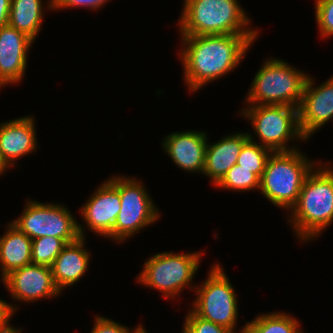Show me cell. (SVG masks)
Listing matches in <instances>:
<instances>
[{
  "instance_id": "cell-1",
  "label": "cell",
  "mask_w": 333,
  "mask_h": 333,
  "mask_svg": "<svg viewBox=\"0 0 333 333\" xmlns=\"http://www.w3.org/2000/svg\"><path fill=\"white\" fill-rule=\"evenodd\" d=\"M257 37L236 34L181 36L183 46L178 56L190 93L235 70Z\"/></svg>"
},
{
  "instance_id": "cell-9",
  "label": "cell",
  "mask_w": 333,
  "mask_h": 333,
  "mask_svg": "<svg viewBox=\"0 0 333 333\" xmlns=\"http://www.w3.org/2000/svg\"><path fill=\"white\" fill-rule=\"evenodd\" d=\"M24 211L11 223L32 240L45 236L63 239L67 244L85 238L84 227L68 207L27 199Z\"/></svg>"
},
{
  "instance_id": "cell-29",
  "label": "cell",
  "mask_w": 333,
  "mask_h": 333,
  "mask_svg": "<svg viewBox=\"0 0 333 333\" xmlns=\"http://www.w3.org/2000/svg\"><path fill=\"white\" fill-rule=\"evenodd\" d=\"M18 311L16 306L7 303L6 300L0 299V328L4 326H11L9 324L14 312Z\"/></svg>"
},
{
  "instance_id": "cell-22",
  "label": "cell",
  "mask_w": 333,
  "mask_h": 333,
  "mask_svg": "<svg viewBox=\"0 0 333 333\" xmlns=\"http://www.w3.org/2000/svg\"><path fill=\"white\" fill-rule=\"evenodd\" d=\"M248 137L249 140L243 145L236 164L261 178L272 151L256 143L252 134L248 133Z\"/></svg>"
},
{
  "instance_id": "cell-6",
  "label": "cell",
  "mask_w": 333,
  "mask_h": 333,
  "mask_svg": "<svg viewBox=\"0 0 333 333\" xmlns=\"http://www.w3.org/2000/svg\"><path fill=\"white\" fill-rule=\"evenodd\" d=\"M203 252H162L150 256L137 276L139 284L156 289L165 299L179 298L183 289L194 287L193 280L199 270Z\"/></svg>"
},
{
  "instance_id": "cell-11",
  "label": "cell",
  "mask_w": 333,
  "mask_h": 333,
  "mask_svg": "<svg viewBox=\"0 0 333 333\" xmlns=\"http://www.w3.org/2000/svg\"><path fill=\"white\" fill-rule=\"evenodd\" d=\"M102 182L80 208L86 227L95 235L114 240V225L121 209L119 175Z\"/></svg>"
},
{
  "instance_id": "cell-23",
  "label": "cell",
  "mask_w": 333,
  "mask_h": 333,
  "mask_svg": "<svg viewBox=\"0 0 333 333\" xmlns=\"http://www.w3.org/2000/svg\"><path fill=\"white\" fill-rule=\"evenodd\" d=\"M260 178L245 168L235 164L232 166L215 187L231 191L244 192L258 190Z\"/></svg>"
},
{
  "instance_id": "cell-13",
  "label": "cell",
  "mask_w": 333,
  "mask_h": 333,
  "mask_svg": "<svg viewBox=\"0 0 333 333\" xmlns=\"http://www.w3.org/2000/svg\"><path fill=\"white\" fill-rule=\"evenodd\" d=\"M1 281L14 301L30 303L61 294L55 284L51 267L43 265L27 264L10 272Z\"/></svg>"
},
{
  "instance_id": "cell-17",
  "label": "cell",
  "mask_w": 333,
  "mask_h": 333,
  "mask_svg": "<svg viewBox=\"0 0 333 333\" xmlns=\"http://www.w3.org/2000/svg\"><path fill=\"white\" fill-rule=\"evenodd\" d=\"M222 139L207 143L205 166L202 175L211 180L214 186L227 171L236 164L243 145L249 140L248 132H234L221 137Z\"/></svg>"
},
{
  "instance_id": "cell-31",
  "label": "cell",
  "mask_w": 333,
  "mask_h": 333,
  "mask_svg": "<svg viewBox=\"0 0 333 333\" xmlns=\"http://www.w3.org/2000/svg\"><path fill=\"white\" fill-rule=\"evenodd\" d=\"M22 328H17V327H13V326H4L0 328V333H21L22 332Z\"/></svg>"
},
{
  "instance_id": "cell-12",
  "label": "cell",
  "mask_w": 333,
  "mask_h": 333,
  "mask_svg": "<svg viewBox=\"0 0 333 333\" xmlns=\"http://www.w3.org/2000/svg\"><path fill=\"white\" fill-rule=\"evenodd\" d=\"M314 84L313 77L308 76L298 107L300 133L306 141L333 120V75L320 86L315 87Z\"/></svg>"
},
{
  "instance_id": "cell-5",
  "label": "cell",
  "mask_w": 333,
  "mask_h": 333,
  "mask_svg": "<svg viewBox=\"0 0 333 333\" xmlns=\"http://www.w3.org/2000/svg\"><path fill=\"white\" fill-rule=\"evenodd\" d=\"M252 79L246 105H287L298 108L309 75L279 58L265 59Z\"/></svg>"
},
{
  "instance_id": "cell-25",
  "label": "cell",
  "mask_w": 333,
  "mask_h": 333,
  "mask_svg": "<svg viewBox=\"0 0 333 333\" xmlns=\"http://www.w3.org/2000/svg\"><path fill=\"white\" fill-rule=\"evenodd\" d=\"M315 20L322 38L333 36V0H315Z\"/></svg>"
},
{
  "instance_id": "cell-4",
  "label": "cell",
  "mask_w": 333,
  "mask_h": 333,
  "mask_svg": "<svg viewBox=\"0 0 333 333\" xmlns=\"http://www.w3.org/2000/svg\"><path fill=\"white\" fill-rule=\"evenodd\" d=\"M298 150L272 152L260 178L259 191L273 205L290 210L296 205L307 175L320 162Z\"/></svg>"
},
{
  "instance_id": "cell-16",
  "label": "cell",
  "mask_w": 333,
  "mask_h": 333,
  "mask_svg": "<svg viewBox=\"0 0 333 333\" xmlns=\"http://www.w3.org/2000/svg\"><path fill=\"white\" fill-rule=\"evenodd\" d=\"M34 120L28 115L0 123V153L10 167L37 149Z\"/></svg>"
},
{
  "instance_id": "cell-20",
  "label": "cell",
  "mask_w": 333,
  "mask_h": 333,
  "mask_svg": "<svg viewBox=\"0 0 333 333\" xmlns=\"http://www.w3.org/2000/svg\"><path fill=\"white\" fill-rule=\"evenodd\" d=\"M43 0H11L8 24L35 41L42 29Z\"/></svg>"
},
{
  "instance_id": "cell-18",
  "label": "cell",
  "mask_w": 333,
  "mask_h": 333,
  "mask_svg": "<svg viewBox=\"0 0 333 333\" xmlns=\"http://www.w3.org/2000/svg\"><path fill=\"white\" fill-rule=\"evenodd\" d=\"M85 239L80 237L67 244L50 266L55 284L61 293L80 281L88 270L91 253L85 249Z\"/></svg>"
},
{
  "instance_id": "cell-30",
  "label": "cell",
  "mask_w": 333,
  "mask_h": 333,
  "mask_svg": "<svg viewBox=\"0 0 333 333\" xmlns=\"http://www.w3.org/2000/svg\"><path fill=\"white\" fill-rule=\"evenodd\" d=\"M11 0H0V28L8 24Z\"/></svg>"
},
{
  "instance_id": "cell-24",
  "label": "cell",
  "mask_w": 333,
  "mask_h": 333,
  "mask_svg": "<svg viewBox=\"0 0 333 333\" xmlns=\"http://www.w3.org/2000/svg\"><path fill=\"white\" fill-rule=\"evenodd\" d=\"M67 243L57 237L45 236L32 240V263L50 267Z\"/></svg>"
},
{
  "instance_id": "cell-7",
  "label": "cell",
  "mask_w": 333,
  "mask_h": 333,
  "mask_svg": "<svg viewBox=\"0 0 333 333\" xmlns=\"http://www.w3.org/2000/svg\"><path fill=\"white\" fill-rule=\"evenodd\" d=\"M253 127L259 145L272 152L297 150L289 142L297 139L305 142L298 124V108L287 105H246L240 111ZM288 142V143H287Z\"/></svg>"
},
{
  "instance_id": "cell-21",
  "label": "cell",
  "mask_w": 333,
  "mask_h": 333,
  "mask_svg": "<svg viewBox=\"0 0 333 333\" xmlns=\"http://www.w3.org/2000/svg\"><path fill=\"white\" fill-rule=\"evenodd\" d=\"M256 316L244 325L247 333H304L300 321L291 314L276 311Z\"/></svg>"
},
{
  "instance_id": "cell-19",
  "label": "cell",
  "mask_w": 333,
  "mask_h": 333,
  "mask_svg": "<svg viewBox=\"0 0 333 333\" xmlns=\"http://www.w3.org/2000/svg\"><path fill=\"white\" fill-rule=\"evenodd\" d=\"M0 236V272L3 279L10 272L32 263V239L11 222Z\"/></svg>"
},
{
  "instance_id": "cell-2",
  "label": "cell",
  "mask_w": 333,
  "mask_h": 333,
  "mask_svg": "<svg viewBox=\"0 0 333 333\" xmlns=\"http://www.w3.org/2000/svg\"><path fill=\"white\" fill-rule=\"evenodd\" d=\"M326 165V166H325ZM296 237L303 243L316 239L333 223V167L320 162L307 175L296 205L288 212ZM291 214V215H290Z\"/></svg>"
},
{
  "instance_id": "cell-28",
  "label": "cell",
  "mask_w": 333,
  "mask_h": 333,
  "mask_svg": "<svg viewBox=\"0 0 333 333\" xmlns=\"http://www.w3.org/2000/svg\"><path fill=\"white\" fill-rule=\"evenodd\" d=\"M90 333H134L141 325L139 324L133 329H130L112 319L104 316H95V321Z\"/></svg>"
},
{
  "instance_id": "cell-10",
  "label": "cell",
  "mask_w": 333,
  "mask_h": 333,
  "mask_svg": "<svg viewBox=\"0 0 333 333\" xmlns=\"http://www.w3.org/2000/svg\"><path fill=\"white\" fill-rule=\"evenodd\" d=\"M119 194L121 209L114 225V241L123 243L157 222L160 213L141 180L119 175Z\"/></svg>"
},
{
  "instance_id": "cell-8",
  "label": "cell",
  "mask_w": 333,
  "mask_h": 333,
  "mask_svg": "<svg viewBox=\"0 0 333 333\" xmlns=\"http://www.w3.org/2000/svg\"><path fill=\"white\" fill-rule=\"evenodd\" d=\"M206 280L194 289L192 311L202 319L231 330L237 329L238 297L221 264L211 266Z\"/></svg>"
},
{
  "instance_id": "cell-26",
  "label": "cell",
  "mask_w": 333,
  "mask_h": 333,
  "mask_svg": "<svg viewBox=\"0 0 333 333\" xmlns=\"http://www.w3.org/2000/svg\"><path fill=\"white\" fill-rule=\"evenodd\" d=\"M182 330L185 333H233L231 330L219 326L197 316L191 309L186 315Z\"/></svg>"
},
{
  "instance_id": "cell-34",
  "label": "cell",
  "mask_w": 333,
  "mask_h": 333,
  "mask_svg": "<svg viewBox=\"0 0 333 333\" xmlns=\"http://www.w3.org/2000/svg\"><path fill=\"white\" fill-rule=\"evenodd\" d=\"M245 326L241 327V330L238 331V333H247L245 330H244ZM234 333H237V332H234Z\"/></svg>"
},
{
  "instance_id": "cell-27",
  "label": "cell",
  "mask_w": 333,
  "mask_h": 333,
  "mask_svg": "<svg viewBox=\"0 0 333 333\" xmlns=\"http://www.w3.org/2000/svg\"><path fill=\"white\" fill-rule=\"evenodd\" d=\"M111 0H48L47 8L48 10H62V9H74V8H88L91 10H98Z\"/></svg>"
},
{
  "instance_id": "cell-32",
  "label": "cell",
  "mask_w": 333,
  "mask_h": 333,
  "mask_svg": "<svg viewBox=\"0 0 333 333\" xmlns=\"http://www.w3.org/2000/svg\"><path fill=\"white\" fill-rule=\"evenodd\" d=\"M11 167L6 163L4 158L2 157V154L0 153V176L4 174V172Z\"/></svg>"
},
{
  "instance_id": "cell-15",
  "label": "cell",
  "mask_w": 333,
  "mask_h": 333,
  "mask_svg": "<svg viewBox=\"0 0 333 333\" xmlns=\"http://www.w3.org/2000/svg\"><path fill=\"white\" fill-rule=\"evenodd\" d=\"M207 138V133L202 130L179 131L164 137L161 147L178 168L188 173L202 174L205 166Z\"/></svg>"
},
{
  "instance_id": "cell-14",
  "label": "cell",
  "mask_w": 333,
  "mask_h": 333,
  "mask_svg": "<svg viewBox=\"0 0 333 333\" xmlns=\"http://www.w3.org/2000/svg\"><path fill=\"white\" fill-rule=\"evenodd\" d=\"M34 40L9 24L0 28V89L21 82Z\"/></svg>"
},
{
  "instance_id": "cell-3",
  "label": "cell",
  "mask_w": 333,
  "mask_h": 333,
  "mask_svg": "<svg viewBox=\"0 0 333 333\" xmlns=\"http://www.w3.org/2000/svg\"><path fill=\"white\" fill-rule=\"evenodd\" d=\"M182 6L180 36L259 35L238 0H184Z\"/></svg>"
},
{
  "instance_id": "cell-33",
  "label": "cell",
  "mask_w": 333,
  "mask_h": 333,
  "mask_svg": "<svg viewBox=\"0 0 333 333\" xmlns=\"http://www.w3.org/2000/svg\"><path fill=\"white\" fill-rule=\"evenodd\" d=\"M134 333H148L146 329L141 325Z\"/></svg>"
}]
</instances>
